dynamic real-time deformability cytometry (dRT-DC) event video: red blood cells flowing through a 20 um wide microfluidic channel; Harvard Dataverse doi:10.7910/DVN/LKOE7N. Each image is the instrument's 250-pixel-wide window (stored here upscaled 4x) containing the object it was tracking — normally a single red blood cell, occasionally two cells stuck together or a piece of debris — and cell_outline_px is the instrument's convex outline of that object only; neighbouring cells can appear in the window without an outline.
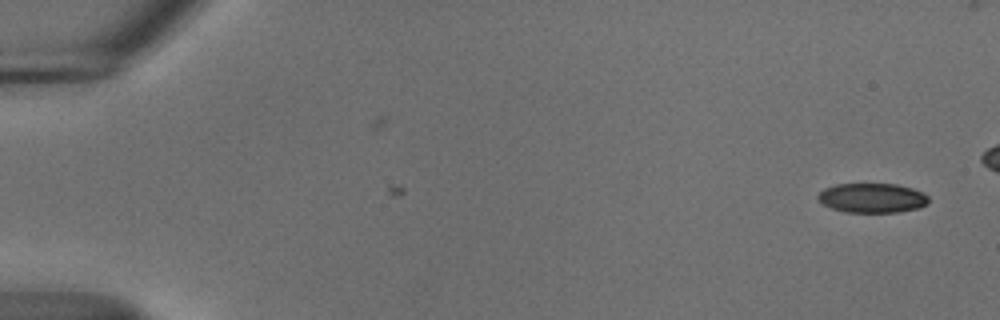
{"species": "common noctule bat (a hibernating species)", "species_latin": "Nyctalus noctula", "temperature_condition": "cold", "stored_images_in_passage": 8, "camera_frame_rate_fps": 3000, "um_per_image_px": 0.085, "animal": {"sex": "male", "body_mass_g": 18.8}, "frame": {"image": 1, "passage_image": 8, "time_ms": 2.333, "image_size_px": [1000, 320], "cell_outline_px": [[928, 204], [920, 208], [900, 212], [844, 212], [832, 208], [824, 204], [816, 196], [824, 188], [836, 184], [896, 184], [912, 188], [928, 196]], "centroid_in_image_um": [74.15, 16.83], "position_along_channel_um": 10.9, "area_um2": 19.02}}